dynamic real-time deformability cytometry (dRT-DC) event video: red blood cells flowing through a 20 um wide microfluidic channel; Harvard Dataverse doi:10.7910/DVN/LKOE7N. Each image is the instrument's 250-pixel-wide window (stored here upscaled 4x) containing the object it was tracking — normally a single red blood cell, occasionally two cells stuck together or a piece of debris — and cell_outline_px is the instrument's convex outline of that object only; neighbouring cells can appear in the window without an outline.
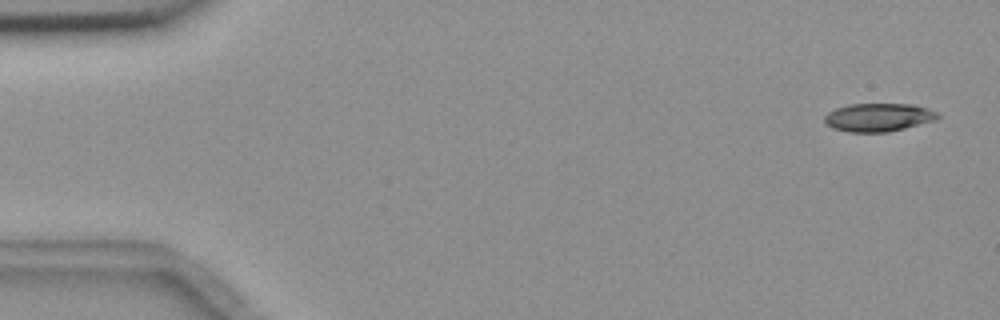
{"species": "common noctule bat (a hibernating species)", "species_latin": "Nyctalus noctula", "temperature_condition": "room temperature", "stored_images_in_passage": 5, "camera_frame_rate_fps": 3000, "um_per_image_px": 0.085, "animal": {"sex": "female", "body_mass_g": 18.4}, "frame": {"image": 1, "passage_image": 1, "time_ms": 0.0, "image_size_px": [1000, 320], "cell_outline_px": [[940, 116], [936, 120], [888, 132], [848, 132], [832, 128], [824, 124], [824, 116], [828, 112], [836, 108], [848, 104], [912, 104], [928, 108], [940, 112]], "centroid_in_image_um": [74.66, 9.97], "position_along_channel_um": 10.3, "area_um2": 18.84}}
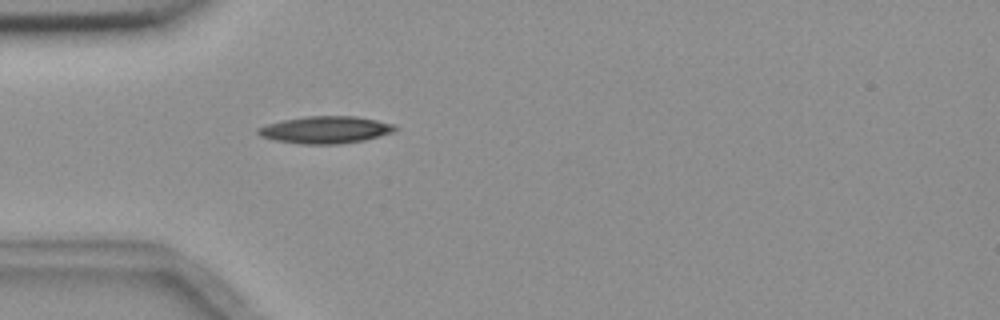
{"frame": {"image": 2, "passage_image": 5, "time_ms": 4.667, "image_size_px": [1000, 320], "cell_outline_px": [[400, 128], [396, 132], [364, 140], [336, 144], [300, 144], [276, 140], [260, 136], [256, 132], [256, 128], [268, 124], [284, 120], [308, 116], [356, 116], [396, 124]], "centroid_in_image_um": [27.73, 11.03], "position_along_channel_um": 57.3, "area_um2": 21.79}}